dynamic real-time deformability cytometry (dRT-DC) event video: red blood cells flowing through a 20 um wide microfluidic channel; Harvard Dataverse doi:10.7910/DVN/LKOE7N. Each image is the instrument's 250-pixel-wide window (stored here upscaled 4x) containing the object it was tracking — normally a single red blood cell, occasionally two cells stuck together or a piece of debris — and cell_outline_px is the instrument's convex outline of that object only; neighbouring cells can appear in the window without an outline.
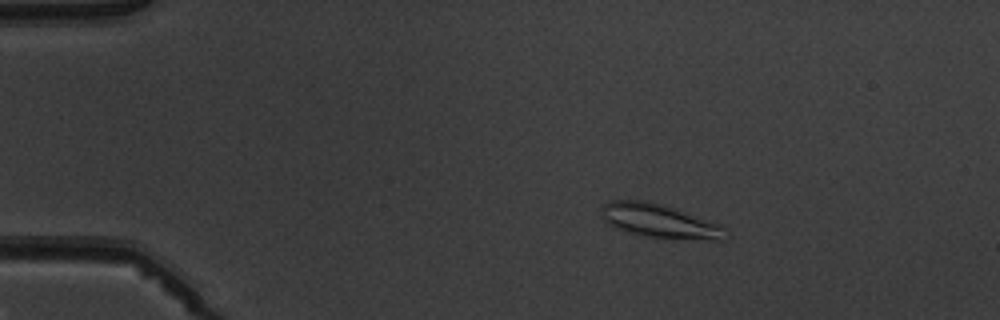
{"species": "common noctule bat (a hibernating species)", "species_latin": "Nyctalus noctula", "temperature_condition": "warm", "stored_images_in_passage": 5, "camera_frame_rate_fps": 3000, "um_per_image_px": 0.085, "animal": {"sex": "male", "body_mass_g": 19.5, "forearm_length_mm": 54.6}, "frame": {"image": 1, "passage_image": 3, "time_ms": 3.0, "image_size_px": [1000, 320], "cell_outline_px": [[724, 240], [664, 240], [640, 236], [616, 228], [608, 224], [604, 220], [600, 212], [600, 208], [608, 200], [640, 200], [664, 204], [720, 224], [724, 228]], "centroid_in_image_um": [56.03, 18.81], "position_along_channel_um": 29.0, "area_um2": 25.09}}
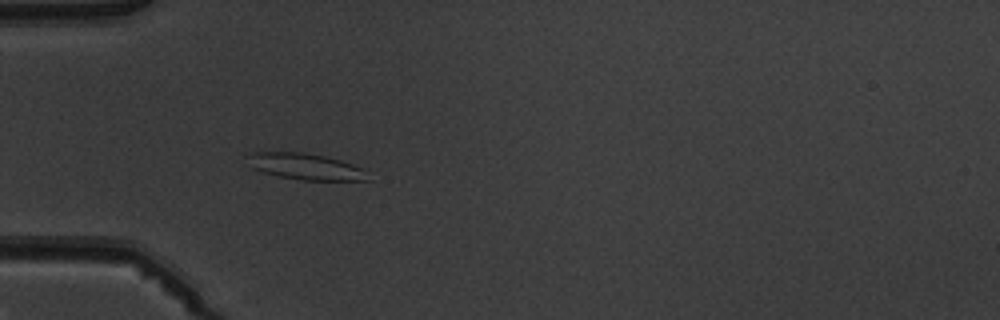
{"frame": {"image": 2, "passage_image": 5, "time_ms": 5.333, "image_size_px": [1000, 320], "cell_outline_px": [[372, 180], [304, 180], [276, 176], [260, 172], [252, 168], [244, 156], [252, 152], [304, 152], [324, 156], [340, 160], [364, 168]], "centroid_in_image_um": [25.94, 14.15], "position_along_channel_um": 59.1, "area_um2": 18.73}}